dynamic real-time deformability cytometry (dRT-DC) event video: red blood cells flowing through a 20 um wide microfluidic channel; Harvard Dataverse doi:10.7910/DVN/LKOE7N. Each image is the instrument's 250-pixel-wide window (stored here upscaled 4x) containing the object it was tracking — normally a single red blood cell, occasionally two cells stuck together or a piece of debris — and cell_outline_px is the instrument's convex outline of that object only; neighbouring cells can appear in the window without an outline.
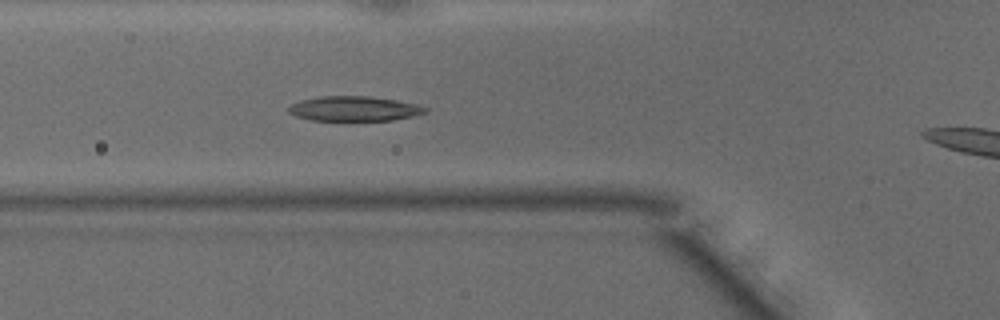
{"species": "common noctule bat (a hibernating species)", "species_latin": "Nyctalus noctula", "temperature_condition": "warm", "stored_images_in_passage": 18, "camera_frame_rate_fps": 3000, "um_per_image_px": 0.085, "animal": {"sex": "male", "body_mass_g": 15.6}, "frame": {"image": 1, "passage_image": 13, "time_ms": 4.0, "image_size_px": [1000, 320], "cell_outline_px": [[428, 112], [412, 116], [392, 120], [312, 120], [296, 116], [288, 112], [288, 108], [292, 104], [300, 100], [320, 96], [368, 96], [396, 100], [416, 104], [428, 108]], "centroid_in_image_um": [30.11, 9.23], "position_along_channel_um": 95.7, "area_um2": 19.65}}
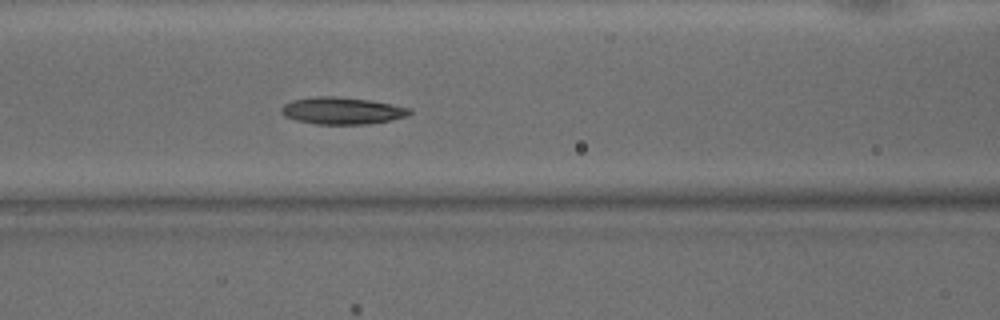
{"frame": {"image": 2, "passage_image": 16, "time_ms": 5.0, "image_size_px": [1000, 320], "cell_outline_px": [[412, 112], [408, 116], [368, 124], [316, 124], [296, 120], [284, 116], [280, 112], [280, 108], [284, 104], [292, 100], [316, 96], [336, 96], [368, 100], [412, 108]], "centroid_in_image_um": [29.05, 9.41], "position_along_channel_um": 137.6, "area_um2": 20.17}}